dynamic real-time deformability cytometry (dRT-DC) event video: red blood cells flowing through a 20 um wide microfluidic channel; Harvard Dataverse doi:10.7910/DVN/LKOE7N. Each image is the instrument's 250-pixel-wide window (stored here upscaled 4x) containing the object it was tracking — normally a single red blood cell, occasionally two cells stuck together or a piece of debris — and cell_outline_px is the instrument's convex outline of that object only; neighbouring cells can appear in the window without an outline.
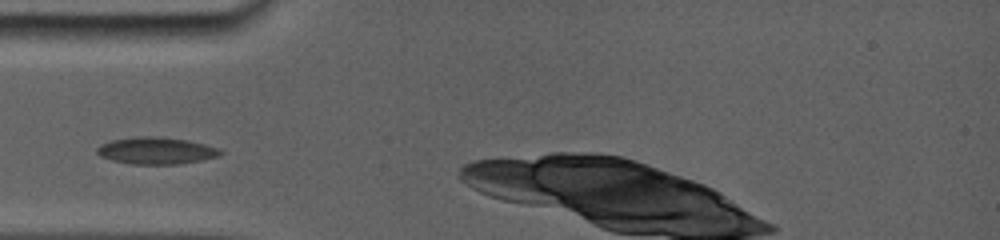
{"species": "common noctule bat (a hibernating species)", "species_latin": "Nyctalus noctula", "temperature_condition": "room temperature", "stored_images_in_passage": 4, "camera_frame_rate_fps": 5000, "um_per_image_px": 0.085, "animal": {"sex": "female", "body_mass_g": 19.0, "forearm_length_mm": 56.7}, "frame": {"image": 1, "passage_image": 2, "time_ms": 1.2, "image_size_px": [1000, 240], "cell_outline_px": [[224, 152], [216, 156], [200, 160], [180, 164], [132, 164], [112, 160], [100, 156], [96, 152], [96, 148], [112, 140], [184, 140], [216, 148]], "centroid_in_image_um": [13.26, 12.89], "position_along_channel_um": 71.7, "area_um2": 17.57}}
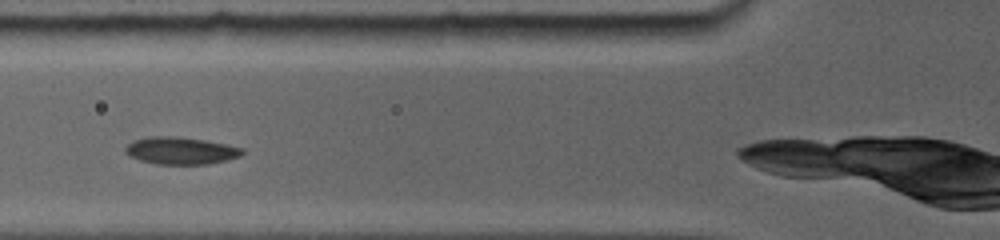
{"frame": {"image": 2, "passage_image": 3, "time_ms": 2.2, "image_size_px": [1000, 240], "cell_outline_px": [[244, 152], [240, 156], [208, 164], [156, 164], [140, 160], [128, 156], [124, 152], [124, 148], [128, 144], [136, 140], [156, 136], [160, 136], [200, 140], [224, 144], [240, 148]], "centroid_in_image_um": [15.3, 12.83], "position_along_channel_um": 110.5, "area_um2": 17.92}}